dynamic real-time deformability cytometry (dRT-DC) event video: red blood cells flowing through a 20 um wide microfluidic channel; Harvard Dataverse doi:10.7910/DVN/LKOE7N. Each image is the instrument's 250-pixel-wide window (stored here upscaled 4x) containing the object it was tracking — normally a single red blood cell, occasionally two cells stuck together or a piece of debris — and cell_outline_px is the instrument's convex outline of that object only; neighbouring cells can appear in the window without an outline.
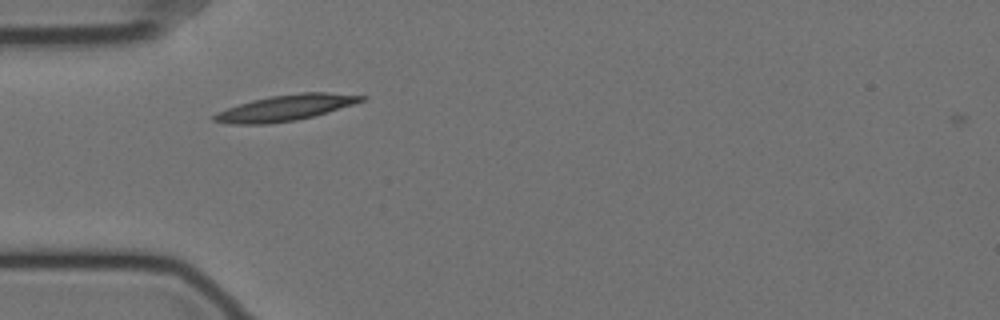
{"species": "Egyptian fruit bat (a non-hibernating species)", "species_latin": "Rousettus aegyptiacus", "temperature_condition": "cold", "stored_images_in_passage": 42, "camera_frame_rate_fps": 3000, "um_per_image_px": 0.085, "animal": {"sex": "female"}, "frame": {"image": 1, "passage_image": 1, "time_ms": 0.0, "image_size_px": [1000, 320], "cell_outline_px": [[368, 96], [364, 100], [352, 104], [312, 116], [296, 120], [268, 124], [228, 124], [212, 120], [212, 116], [216, 112], [252, 100], [272, 96], [300, 92], [328, 92]], "centroid_in_image_um": [24.23, 9.16], "position_along_channel_um": 60.8, "area_um2": 21.91}}
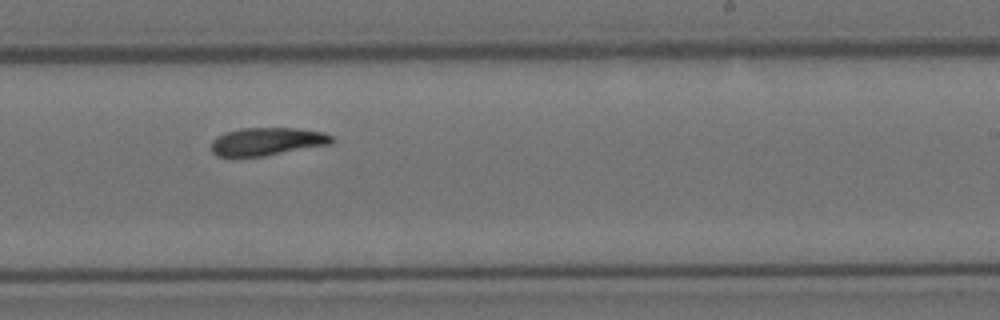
{"frame": {"image": 2, "passage_image": 19, "time_ms": 6.0, "image_size_px": [1000, 320], "cell_outline_px": [[336, 140], [332, 144], [264, 156], [216, 156], [212, 152], [212, 140], [216, 136], [224, 132], [240, 128], [296, 128], [324, 132], [332, 136]], "centroid_in_image_um": [22.73, 12.02], "position_along_channel_um": 266.3, "area_um2": 19.77}}
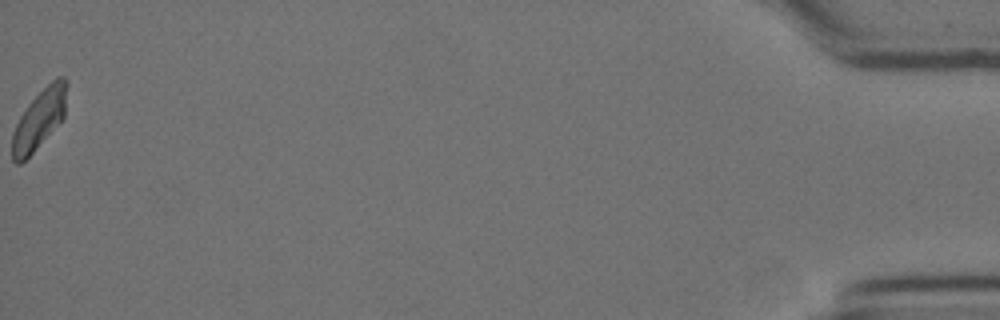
{"frame": {"image": 3, "passage_image": 42, "time_ms": 13.667, "image_size_px": [1000, 320], "cell_outline_px": [[68, 84], [64, 116], [32, 152], [20, 164], [16, 164], [12, 160], [12, 132], [20, 116], [28, 104], [56, 76], [64, 76], [68, 80]], "centroid_in_image_um": [3.34, 10.09], "position_along_channel_um": 431.9, "area_um2": 18.61}, "authors_computed_cell_mechanics": {"area_um2": 19.941, "velocity_mm_per_s": 3.4665, "shape_relaxation_time_tau1_ms": 4.7581, "shape_relaxation_time_tau2_ms": null, "deformation_change_tau1": 0.1376, "deformation_change_tau2": null}}